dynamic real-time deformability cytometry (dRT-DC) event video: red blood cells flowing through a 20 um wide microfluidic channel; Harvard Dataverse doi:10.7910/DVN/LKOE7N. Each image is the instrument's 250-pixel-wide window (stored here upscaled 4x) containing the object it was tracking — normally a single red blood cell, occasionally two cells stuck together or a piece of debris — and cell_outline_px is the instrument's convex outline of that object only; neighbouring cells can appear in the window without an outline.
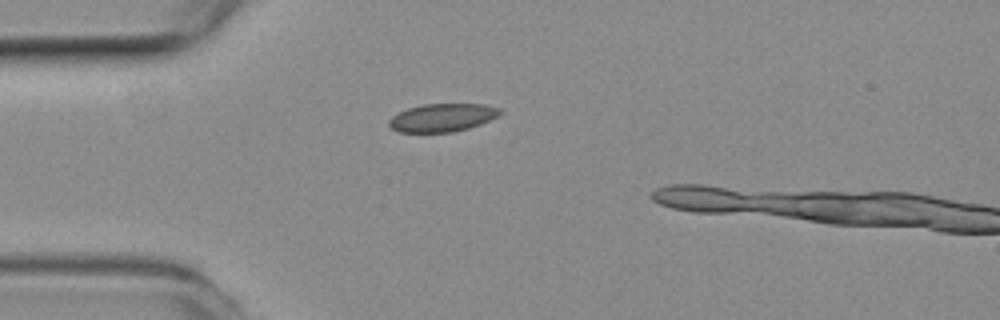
{"species": "common noctule bat (a hibernating species)", "species_latin": "Nyctalus noctula", "temperature_condition": "room temperature", "stored_images_in_passage": 3, "camera_frame_rate_fps": 3000, "um_per_image_px": 0.085, "animal": {"sex": "female", "body_mass_g": 19.3, "forearm_length_mm": 54.1}, "frame": {"image": 1, "passage_image": 1, "time_ms": 0.0, "image_size_px": [1000, 320], "cell_outline_px": [[500, 112], [496, 116], [480, 124], [468, 128], [452, 132], [400, 132], [392, 128], [388, 124], [388, 120], [392, 116], [408, 108], [424, 104], [484, 104], [500, 108]], "centroid_in_image_um": [37.57, 9.99], "position_along_channel_um": 47.4, "area_um2": 17.92}}